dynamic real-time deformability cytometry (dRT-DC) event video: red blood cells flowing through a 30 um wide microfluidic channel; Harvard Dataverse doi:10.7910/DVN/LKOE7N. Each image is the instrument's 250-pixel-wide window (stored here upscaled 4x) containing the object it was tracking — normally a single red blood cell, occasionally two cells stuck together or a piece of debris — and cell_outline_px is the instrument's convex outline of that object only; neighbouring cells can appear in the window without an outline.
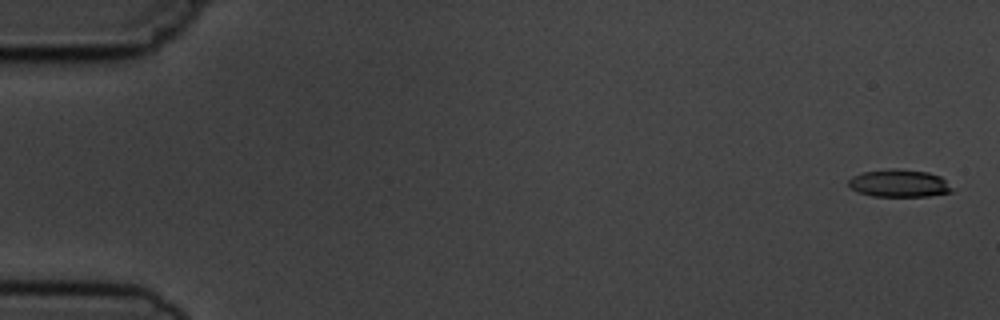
{"species": "common noctule bat (a hibernating species)", "species_latin": "Nyctalus noctula", "temperature_condition": "cold", "stored_images_in_passage": 7, "camera_frame_rate_fps": 3000, "um_per_image_px": 0.085, "animal": {"sex": "male", "body_mass_g": 19.5, "forearm_length_mm": 54.6}, "frame": {"image": 1, "passage_image": 1, "time_ms": 0.0, "image_size_px": [1000, 320], "cell_outline_px": [[956, 192], [928, 196], [872, 196], [856, 192], [848, 188], [848, 180], [852, 176], [864, 172], [892, 168], [896, 168], [928, 172], [940, 176], [956, 188]], "centroid_in_image_um": [76.46, 15.59], "position_along_channel_um": 8.5, "area_um2": 17.05}}
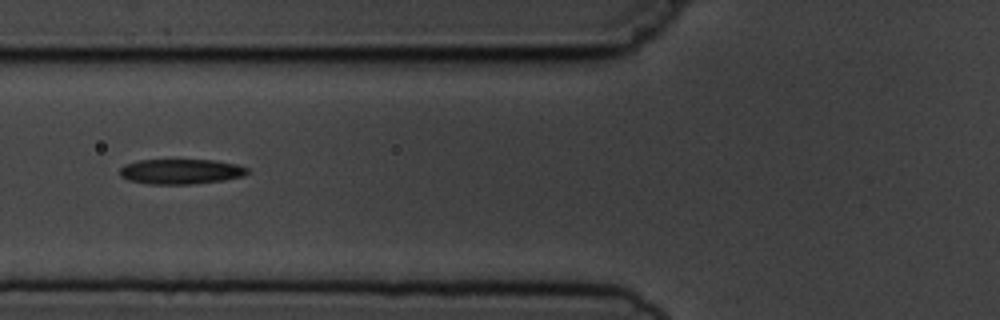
{"frame": {"image": 2, "passage_image": 6, "time_ms": 6.667, "image_size_px": [1000, 320], "cell_outline_px": [[248, 172], [244, 176], [224, 180], [192, 184], [148, 184], [128, 180], [120, 176], [120, 168], [124, 164], [140, 160], [212, 160], [236, 164], [248, 168]], "centroid_in_image_um": [15.35, 14.58], "position_along_channel_um": 110.4, "area_um2": 18.67}}
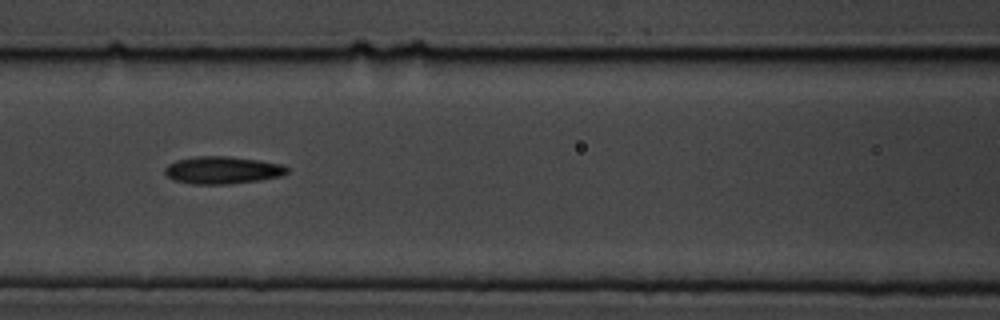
{"frame": {"image": 3, "passage_image": 7, "time_ms": 7.667, "image_size_px": [1000, 320], "cell_outline_px": [[288, 172], [280, 176], [260, 180], [228, 184], [192, 184], [172, 180], [164, 172], [164, 168], [168, 164], [176, 160], [196, 156], [228, 156], [260, 160], [280, 164], [288, 168]], "centroid_in_image_um": [18.87, 14.46], "position_along_channel_um": 147.7, "area_um2": 19.59}}